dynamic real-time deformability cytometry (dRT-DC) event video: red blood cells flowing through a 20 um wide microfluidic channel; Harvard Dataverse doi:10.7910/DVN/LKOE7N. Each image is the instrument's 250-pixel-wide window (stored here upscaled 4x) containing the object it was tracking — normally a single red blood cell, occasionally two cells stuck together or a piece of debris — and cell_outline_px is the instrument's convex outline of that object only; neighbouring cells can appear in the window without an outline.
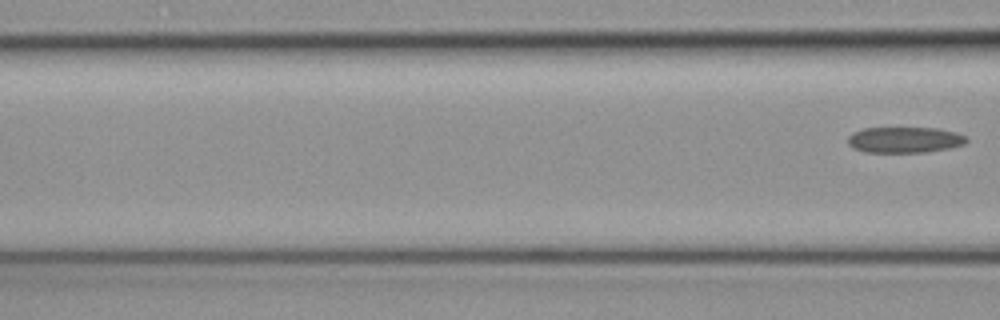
{"species": "common noctule bat (a hibernating species)", "species_latin": "Nyctalus noctula", "temperature_condition": "cold", "stored_images_in_passage": 6, "segment_of_instrument_passage": [2, 2], "camera_frame_rate_fps": 3000, "um_per_image_px": 0.085, "animal": {"sex": "female", "body_mass_g": 19.3, "forearm_length_mm": 54.1}, "frame": {"image": 1, "passage_image": 6, "time_ms": 1.667, "image_size_px": [1000, 320], "cell_outline_px": [[968, 140], [964, 144], [948, 148], [924, 152], [864, 152], [852, 148], [848, 144], [848, 136], [852, 132], [864, 128], [936, 128], [956, 132], [964, 136]], "centroid_in_image_um": [76.84, 11.88], "position_along_channel_um": 89.8, "area_um2": 17.86}}